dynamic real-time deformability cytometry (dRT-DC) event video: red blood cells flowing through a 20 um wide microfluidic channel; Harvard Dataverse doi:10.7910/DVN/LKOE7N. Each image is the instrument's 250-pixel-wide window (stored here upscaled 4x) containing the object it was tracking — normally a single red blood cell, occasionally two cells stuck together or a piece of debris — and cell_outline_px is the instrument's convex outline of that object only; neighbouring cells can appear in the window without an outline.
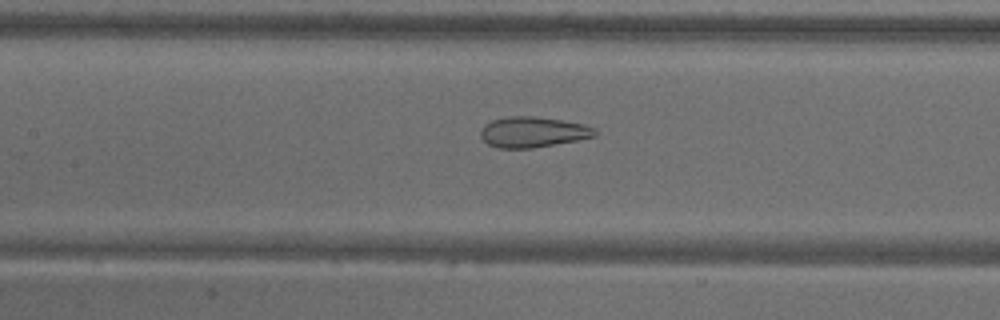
{"species": "common noctule bat (a hibernating species)", "species_latin": "Nyctalus noctula", "temperature_condition": "warm", "stored_images_in_passage": 55, "camera_frame_rate_fps": 3000, "um_per_image_px": 0.085, "animal": {"sex": "male", "body_mass_g": 18.8}, "frame": {"image": 1, "passage_image": 25, "time_ms": 8.0, "image_size_px": [1000, 320], "cell_outline_px": [[596, 136], [576, 140], [532, 148], [500, 148], [488, 144], [480, 136], [480, 132], [484, 124], [492, 120], [508, 116], [532, 116], [560, 120], [580, 124], [596, 128]], "centroid_in_image_um": [45.25, 11.22], "position_along_channel_um": 162.1, "area_um2": 20.11}}
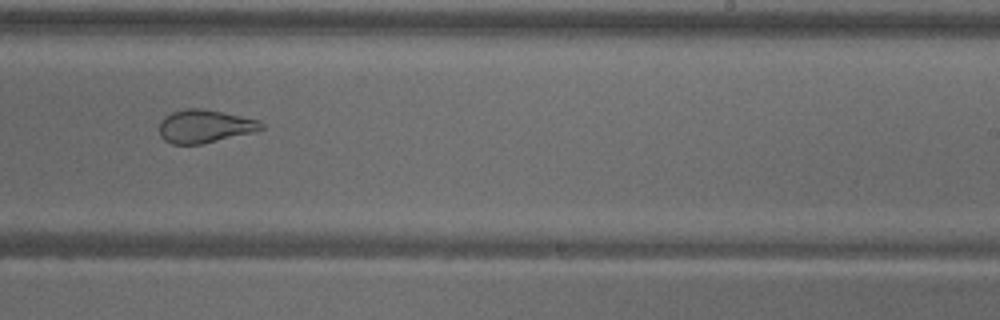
{"frame": {"image": 2, "passage_image": 34, "time_ms": 11.0, "image_size_px": [1000, 320], "cell_outline_px": [[264, 128], [252, 132], [200, 144], [172, 144], [164, 140], [160, 136], [160, 120], [164, 116], [172, 112], [188, 108], [204, 108], [260, 120], [264, 124]], "centroid_in_image_um": [17.38, 10.72], "position_along_channel_um": 271.6, "area_um2": 19.59}}
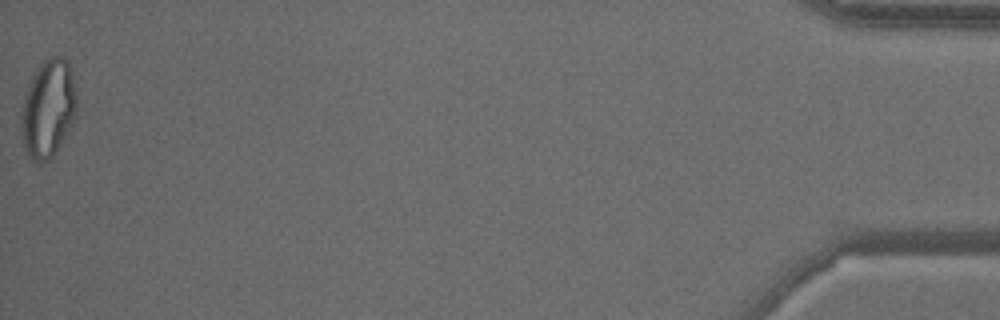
{"frame": {"image": 3, "passage_image": 55, "time_ms": 18.0, "image_size_px": [1000, 320], "cell_outline_px": [[76, 116], [72, 124], [56, 152], [48, 160], [40, 164], [36, 164], [28, 156], [24, 144], [20, 124], [20, 116], [24, 96], [32, 76], [36, 68], [44, 60], [52, 56], [60, 56], [68, 64], [72, 76], [76, 92]], "centroid_in_image_um": [4.07, 9.26], "position_along_channel_um": 431.1, "area_um2": 31.67}, "authors_computed_cell_mechanics": {"area_um2": 26.588, "velocity_mm_per_s": 3.6607, "shape_relaxation_time_tau1_ms": null, "shape_relaxation_time_tau2_ms": 1.2371, "deformation_change_tau1": null, "deformation_change_tau2": 0.0896}}